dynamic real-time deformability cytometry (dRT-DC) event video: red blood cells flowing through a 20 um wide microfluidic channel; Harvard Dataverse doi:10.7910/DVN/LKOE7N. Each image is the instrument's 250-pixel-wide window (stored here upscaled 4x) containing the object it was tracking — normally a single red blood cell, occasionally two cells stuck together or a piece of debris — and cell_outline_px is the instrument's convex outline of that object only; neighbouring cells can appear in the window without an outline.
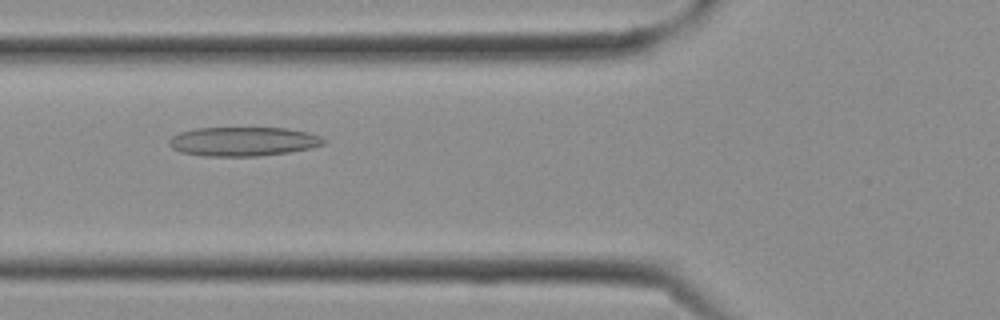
{"species": "Egyptian fruit bat (a non-hibernating species)", "species_latin": "Rousettus aegyptiacus", "temperature_condition": "cold", "stored_images_in_passage": 20, "camera_frame_rate_fps": 3000, "um_per_image_px": 0.085, "frame": {"image": 1, "passage_image": 10, "time_ms": 3.0, "image_size_px": [1000, 320], "cell_outline_px": [[328, 140], [324, 144], [312, 148], [288, 152], [260, 156], [204, 156], [180, 152], [172, 148], [168, 144], [168, 140], [172, 136], [180, 132], [196, 128], [288, 128], [308, 132], [320, 136]], "centroid_in_image_um": [20.68, 12.02], "position_along_channel_um": 105.1, "area_um2": 26.41}}
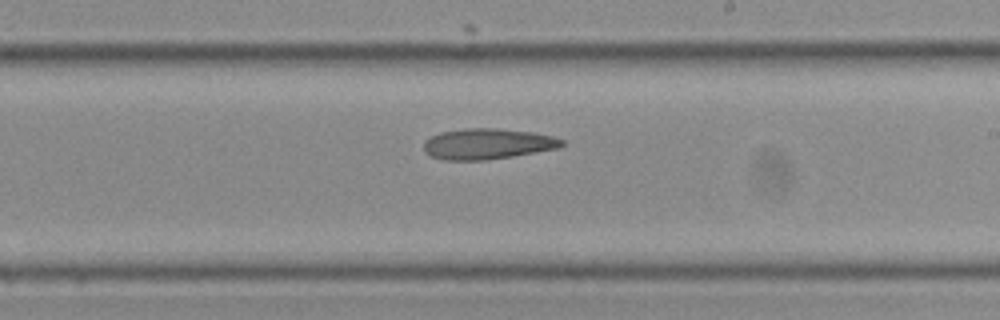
{"frame": {"image": 2, "passage_image": 16, "time_ms": 5.0, "image_size_px": [1000, 320], "cell_outline_px": [[564, 144], [560, 148], [488, 160], [440, 160], [424, 152], [424, 140], [440, 132], [464, 128], [496, 128], [532, 132], [552, 136], [564, 140]], "centroid_in_image_um": [41.42, 12.23], "position_along_channel_um": 247.6, "area_um2": 24.85}}
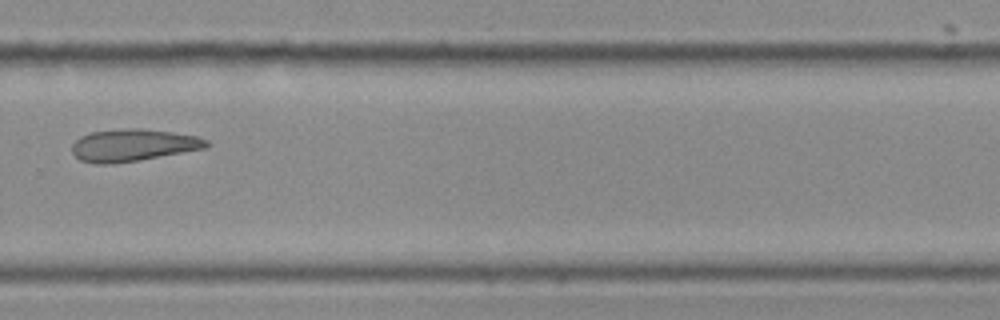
{"frame": {"image": 3, "passage_image": 19, "time_ms": 6.0, "image_size_px": [1000, 320], "cell_outline_px": [[212, 144], [208, 148], [140, 160], [112, 164], [96, 164], [80, 160], [72, 152], [72, 144], [80, 136], [92, 132], [124, 128], [140, 128], [172, 132], [196, 136], [208, 140]], "centroid_in_image_um": [11.34, 12.34], "position_along_channel_um": 318.5, "area_um2": 25.43}}